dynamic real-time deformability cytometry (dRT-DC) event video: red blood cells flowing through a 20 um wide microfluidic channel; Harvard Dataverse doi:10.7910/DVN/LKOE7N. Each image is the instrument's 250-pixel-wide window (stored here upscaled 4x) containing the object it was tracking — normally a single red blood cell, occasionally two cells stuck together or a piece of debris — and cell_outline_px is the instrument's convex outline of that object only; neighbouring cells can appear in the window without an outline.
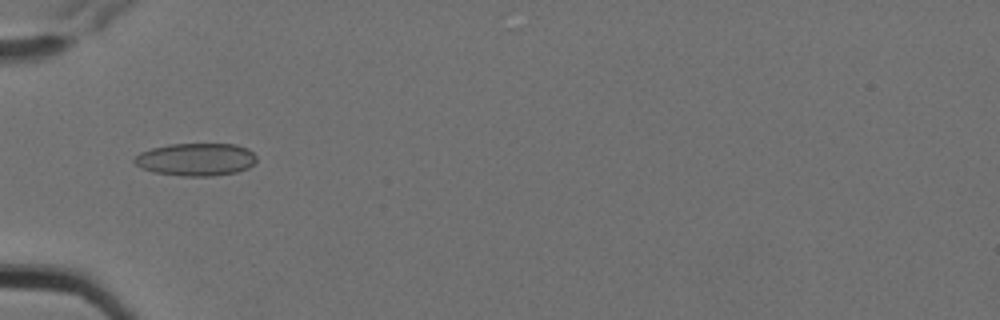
{"species": "Egyptian fruit bat (a non-hibernating species)", "species_latin": "Rousettus aegyptiacus", "temperature_condition": "cold", "stored_images_in_passage": 13, "camera_frame_rate_fps": 3000, "um_per_image_px": 0.085, "animal": {"sex": "female"}, "frame": {"image": 1, "passage_image": 4, "time_ms": 1.0, "image_size_px": [1000, 320], "cell_outline_px": [[256, 160], [248, 168], [236, 172], [212, 176], [184, 176], [152, 172], [140, 168], [132, 160], [140, 152], [152, 148], [168, 144], [236, 144], [248, 148], [256, 156]], "centroid_in_image_um": [16.64, 13.55], "position_along_channel_um": 68.4, "area_um2": 23.35}}
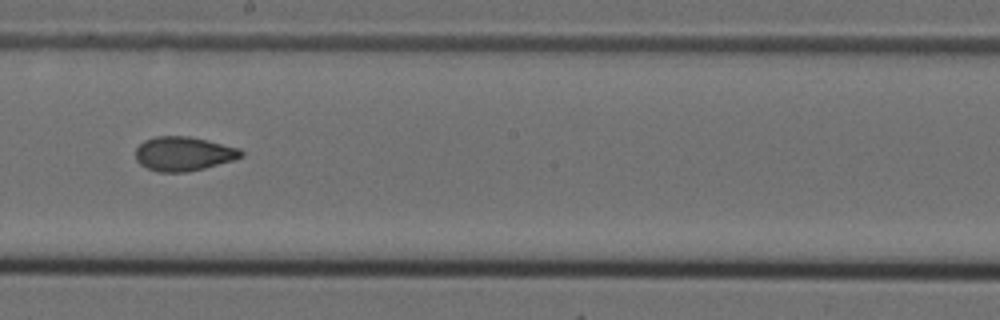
{"frame": {"image": 2, "passage_image": 8, "time_ms": 2.333, "image_size_px": [1000, 320], "cell_outline_px": [[244, 156], [236, 160], [188, 172], [160, 172], [148, 168], [140, 164], [136, 160], [136, 148], [144, 140], [156, 136], [188, 136], [208, 140], [240, 148], [244, 152]], "centroid_in_image_um": [15.64, 13.07], "position_along_channel_um": 232.6, "area_um2": 21.21}}
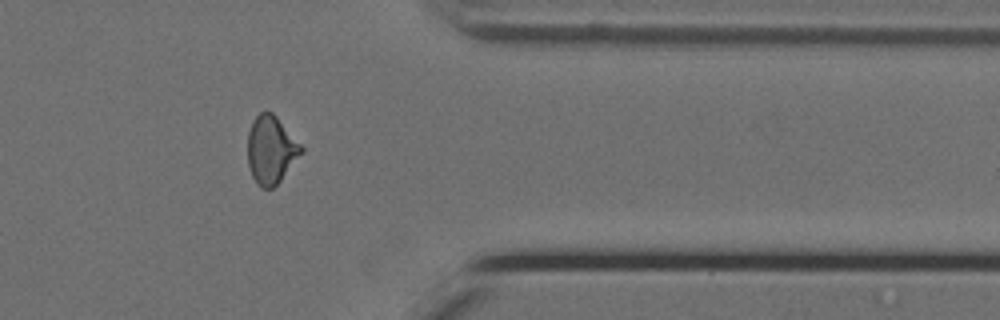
{"frame": {"image": 3, "passage_image": 12, "time_ms": 3.667, "image_size_px": [1000, 320], "cell_outline_px": [[304, 152], [280, 180], [272, 188], [260, 188], [256, 184], [252, 176], [248, 164], [248, 132], [252, 120], [260, 112], [272, 112], [276, 116], [304, 148]], "centroid_in_image_um": [23.03, 12.74], "position_along_channel_um": 388.4, "area_um2": 21.15}}